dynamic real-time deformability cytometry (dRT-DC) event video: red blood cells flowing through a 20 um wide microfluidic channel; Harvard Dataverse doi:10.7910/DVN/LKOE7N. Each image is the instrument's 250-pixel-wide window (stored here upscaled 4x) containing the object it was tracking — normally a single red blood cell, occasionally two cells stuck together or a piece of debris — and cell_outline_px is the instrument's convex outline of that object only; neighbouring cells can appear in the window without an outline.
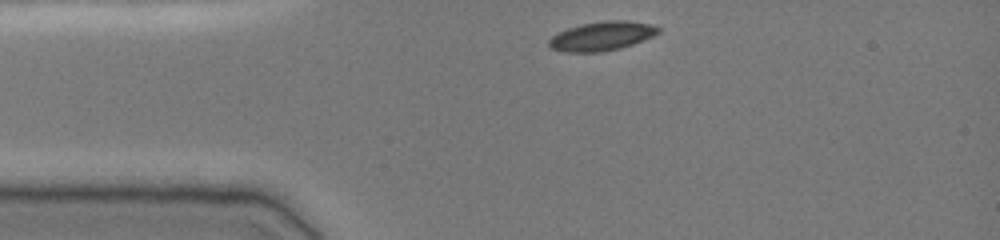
{"species": "common noctule bat (a hibernating species)", "species_latin": "Nyctalus noctula", "temperature_condition": "cold", "stored_images_in_passage": 34, "camera_frame_rate_fps": 3000, "um_per_image_px": 0.085, "animal": {"sex": "female", "body_mass_g": 19.0, "forearm_length_mm": 51.5}, "frame": {"image": 1, "passage_image": 1, "time_ms": 0.0, "image_size_px": [1000, 240], "cell_outline_px": [[660, 32], [652, 36], [632, 44], [620, 48], [600, 52], [564, 52], [552, 48], [548, 44], [548, 40], [552, 36], [568, 28], [580, 24], [604, 20], [624, 20], [648, 24], [660, 28]], "centroid_in_image_um": [51.13, 3.06], "position_along_channel_um": 33.9, "area_um2": 18.32}}
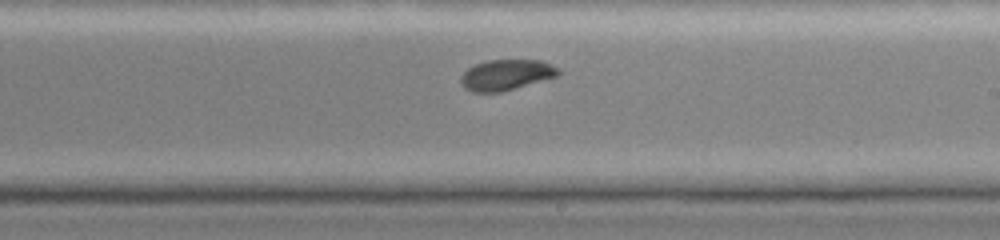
{"frame": {"image": 2, "passage_image": 20, "time_ms": 6.333, "image_size_px": [1000, 240], "cell_outline_px": [[560, 76], [516, 88], [500, 92], [472, 92], [464, 88], [460, 84], [460, 76], [468, 68], [476, 64], [488, 60], [540, 60], [560, 68]], "centroid_in_image_um": [43.04, 6.37], "position_along_channel_um": 246.0, "area_um2": 17.63}}
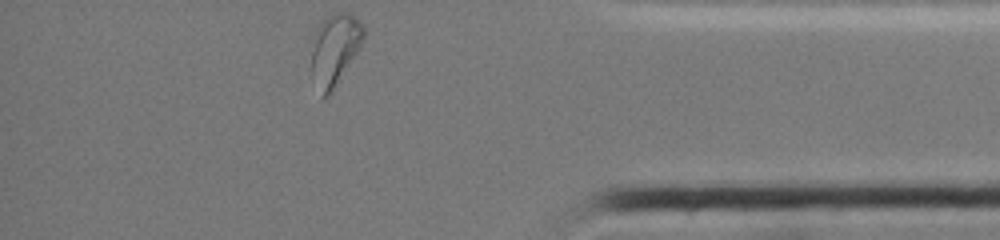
{"frame": {"image": 3, "passage_image": 34, "time_ms": 11.0, "image_size_px": [1000, 240], "cell_outline_px": [[364, 36], [356, 52], [332, 92], [328, 96], [324, 96], [312, 72], [312, 52], [316, 32], [320, 24], [328, 16], [336, 12], [344, 12], [352, 16], [364, 28]], "centroid_in_image_um": [28.46, 4.17], "position_along_channel_um": 406.7, "area_um2": 20.4}, "authors_computed_cell_mechanics": {"area_um2": 18.0625, "velocity_mm_per_s": 3.7972, "shape_relaxation_time_tau1_ms": 2.9164, "shape_relaxation_time_tau2_ms": 8.6915, "deformation_change_tau1": 0.1248, "deformation_change_tau2": 0.0972}}